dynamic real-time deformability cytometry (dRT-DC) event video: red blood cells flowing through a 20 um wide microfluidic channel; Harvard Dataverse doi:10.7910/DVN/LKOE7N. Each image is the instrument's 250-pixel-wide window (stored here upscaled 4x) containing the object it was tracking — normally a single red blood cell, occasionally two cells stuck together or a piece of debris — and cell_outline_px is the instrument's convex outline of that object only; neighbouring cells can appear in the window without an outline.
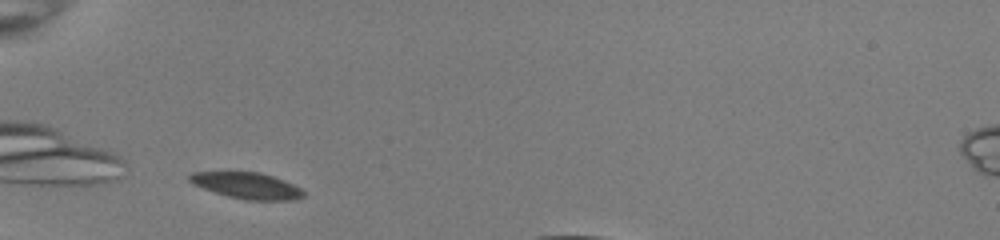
{"species": "common noctule bat (a hibernating species)", "species_latin": "Nyctalus noctula", "temperature_condition": "room temperature", "stored_images_in_passage": 29, "camera_frame_rate_fps": 3000, "um_per_image_px": 0.085, "animal": {"sex": "female", "body_mass_g": 22.0, "forearm_length_mm": 56.7}, "frame": {"image": 1, "passage_image": 1, "time_ms": 0.0, "image_size_px": [1000, 240], "cell_outline_px": [[304, 196], [288, 200], [248, 200], [228, 196], [204, 188], [188, 180], [188, 176], [192, 172], [256, 172], [272, 176], [292, 184], [300, 188], [304, 192]], "centroid_in_image_um": [20.98, 15.77], "position_along_channel_um": 64.0, "area_um2": 16.94}}
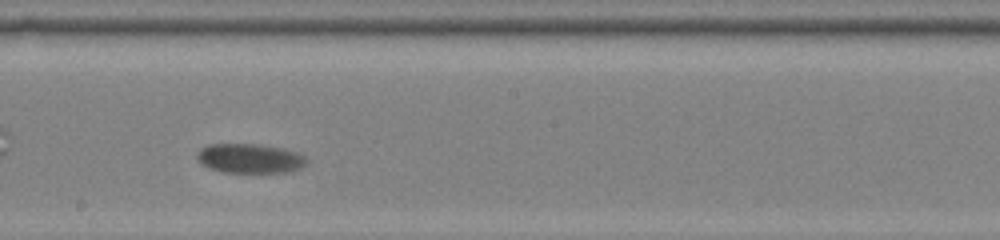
{"frame": {"image": 2, "passage_image": 15, "time_ms": 4.667, "image_size_px": [1000, 240], "cell_outline_px": [[304, 164], [296, 168], [284, 172], [224, 172], [212, 168], [204, 164], [196, 156], [200, 148], [208, 144], [260, 144], [280, 148], [296, 152], [304, 156]], "centroid_in_image_um": [21.18, 13.44], "position_along_channel_um": 227.0, "area_um2": 18.21}}
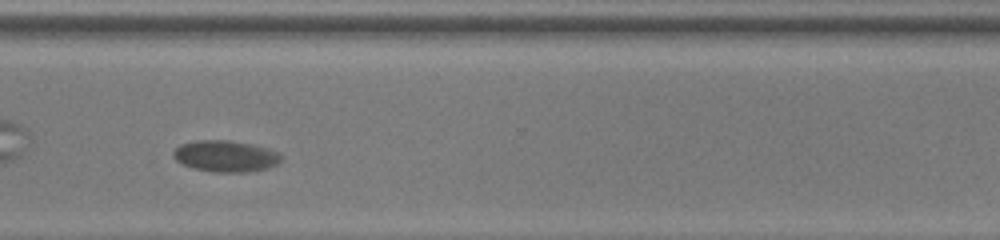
{"frame": {"image": 3, "passage_image": 25, "time_ms": 8.0, "image_size_px": [1000, 240], "cell_outline_px": [[280, 160], [276, 164], [268, 168], [244, 172], [216, 172], [196, 168], [184, 164], [176, 160], [172, 156], [172, 152], [180, 144], [200, 140], [228, 140], [248, 144], [264, 148], [276, 152], [280, 156]], "centroid_in_image_um": [19.12, 13.27], "position_along_channel_um": 351.5, "area_um2": 19.19}}